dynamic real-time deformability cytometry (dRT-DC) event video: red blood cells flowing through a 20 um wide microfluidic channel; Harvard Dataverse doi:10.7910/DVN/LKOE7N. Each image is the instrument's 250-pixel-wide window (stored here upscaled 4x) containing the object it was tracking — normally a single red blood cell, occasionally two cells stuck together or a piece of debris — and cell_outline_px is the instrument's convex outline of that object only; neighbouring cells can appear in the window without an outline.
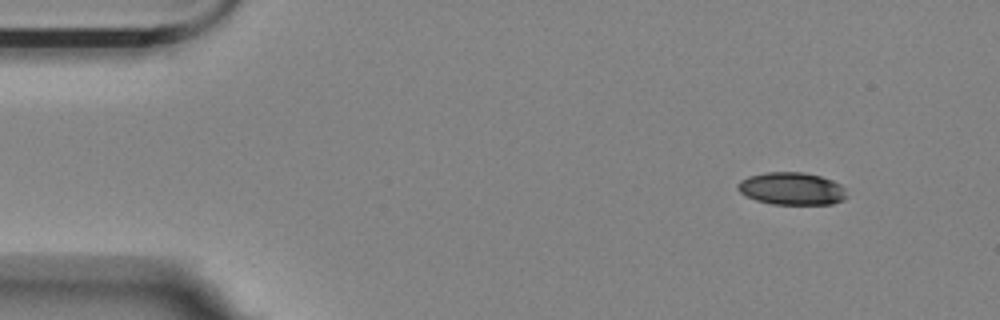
{"species": "Egyptian fruit bat (a non-hibernating species)", "species_latin": "Rousettus aegyptiacus", "temperature_condition": "room temperature", "stored_images_in_passage": 5, "camera_frame_rate_fps": 3000, "um_per_image_px": 0.085, "animal": {"sex": "female"}, "frame": {"image": 1, "passage_image": 5, "time_ms": 1.333, "image_size_px": [1000, 320], "cell_outline_px": [[848, 196], [844, 200], [832, 204], [772, 204], [756, 200], [740, 192], [736, 188], [736, 184], [740, 180], [748, 176], [764, 172], [804, 172], [820, 176], [832, 180], [840, 184], [844, 188]], "centroid_in_image_um": [67.3, 16.03], "position_along_channel_um": 17.7, "area_um2": 20.81}}